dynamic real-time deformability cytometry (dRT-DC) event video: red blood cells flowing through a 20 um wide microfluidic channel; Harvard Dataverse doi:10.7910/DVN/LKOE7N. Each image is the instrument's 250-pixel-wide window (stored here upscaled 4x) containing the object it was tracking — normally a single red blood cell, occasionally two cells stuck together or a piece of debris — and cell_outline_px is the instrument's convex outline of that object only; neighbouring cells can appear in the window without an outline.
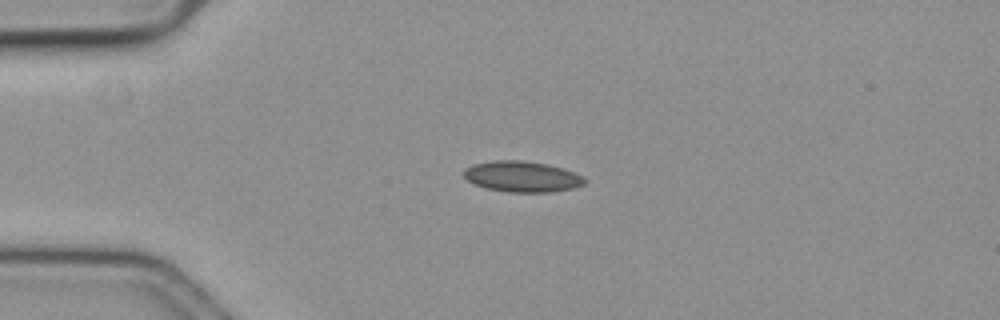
{"species": "common noctule bat (a hibernating species)", "species_latin": "Nyctalus noctula", "temperature_condition": "cold", "stored_images_in_passage": 38, "camera_frame_rate_fps": 3000, "um_per_image_px": 0.085, "animal": {"sex": "female", "body_mass_g": 19.3, "forearm_length_mm": 54.1}, "frame": {"image": 1, "passage_image": 1, "time_ms": 0.0, "image_size_px": [1000, 320], "cell_outline_px": [[588, 180], [584, 184], [576, 188], [552, 192], [508, 192], [484, 188], [468, 180], [464, 176], [464, 168], [472, 164], [496, 160], [520, 160], [548, 164], [564, 168], [584, 176]], "centroid_in_image_um": [44.42, 15.01], "position_along_channel_um": 40.6, "area_um2": 21.96}}
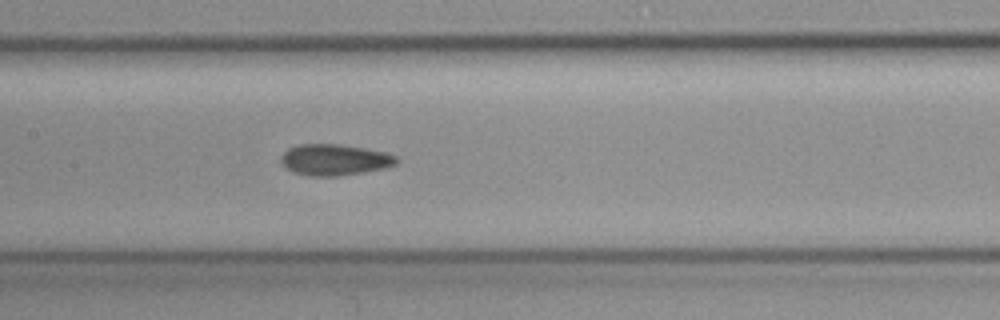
{"frame": {"image": 2, "passage_image": 15, "time_ms": 4.667, "image_size_px": [1000, 320], "cell_outline_px": [[400, 160], [396, 164], [384, 168], [336, 176], [308, 176], [292, 172], [284, 168], [280, 160], [284, 152], [288, 148], [300, 144], [340, 144], [364, 148], [384, 152], [396, 156]], "centroid_in_image_um": [28.4, 13.58], "position_along_channel_um": 179.0, "area_um2": 20.98}}
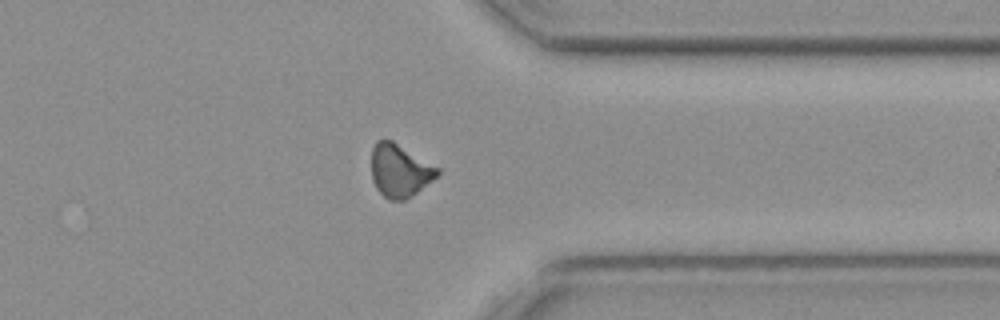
{"frame": {"image": 3, "passage_image": 32, "time_ms": 10.333, "image_size_px": [1000, 320], "cell_outline_px": [[440, 172], [432, 180], [412, 196], [404, 200], [388, 200], [376, 188], [372, 180], [372, 148], [376, 140], [392, 140], [440, 168]], "centroid_in_image_um": [33.97, 14.5], "position_along_channel_um": 377.4, "area_um2": 20.29}, "authors_computed_cell_mechanics": {"area_um2": 20.5479, "velocity_mm_per_s": 3.6072, "shape_relaxation_time_tau1_ms": null, "shape_relaxation_time_tau2_ms": 4.256, "deformation_change_tau1": null, "deformation_change_tau2": 0.0918}}